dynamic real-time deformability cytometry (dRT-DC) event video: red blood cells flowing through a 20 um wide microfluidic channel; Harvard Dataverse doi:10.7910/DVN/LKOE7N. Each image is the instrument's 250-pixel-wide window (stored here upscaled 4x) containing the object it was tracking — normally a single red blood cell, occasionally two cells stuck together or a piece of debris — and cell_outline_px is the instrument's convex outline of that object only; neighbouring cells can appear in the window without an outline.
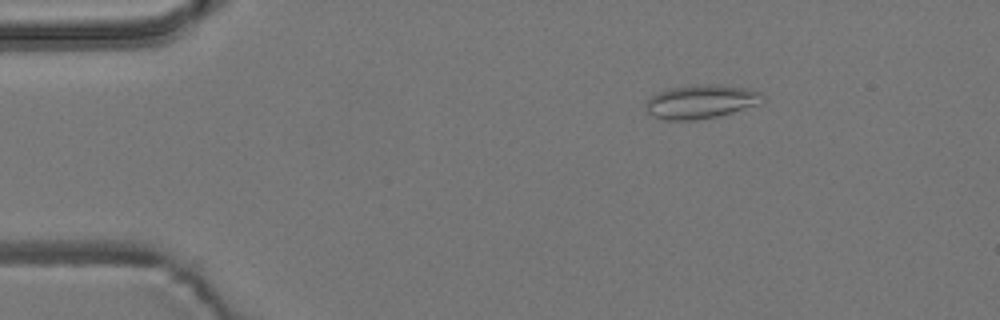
{"species": "common noctule bat (a hibernating species)", "species_latin": "Nyctalus noctula", "temperature_condition": "room temperature", "stored_images_in_passage": 4, "camera_frame_rate_fps": 3000, "um_per_image_px": 0.085, "animal": {"sex": "male", "body_mass_g": 19.2, "forearm_length_mm": 51.8}, "frame": {"image": 1, "passage_image": 3, "time_ms": 2.333, "image_size_px": [1000, 320], "cell_outline_px": [[764, 100], [760, 104], [732, 112], [716, 116], [696, 120], [664, 120], [652, 116], [644, 108], [644, 104], [652, 96], [668, 88], [708, 84], [716, 84], [748, 88], [760, 92], [764, 96]], "centroid_in_image_um": [59.58, 8.64], "position_along_channel_um": 25.4, "area_um2": 22.95}}